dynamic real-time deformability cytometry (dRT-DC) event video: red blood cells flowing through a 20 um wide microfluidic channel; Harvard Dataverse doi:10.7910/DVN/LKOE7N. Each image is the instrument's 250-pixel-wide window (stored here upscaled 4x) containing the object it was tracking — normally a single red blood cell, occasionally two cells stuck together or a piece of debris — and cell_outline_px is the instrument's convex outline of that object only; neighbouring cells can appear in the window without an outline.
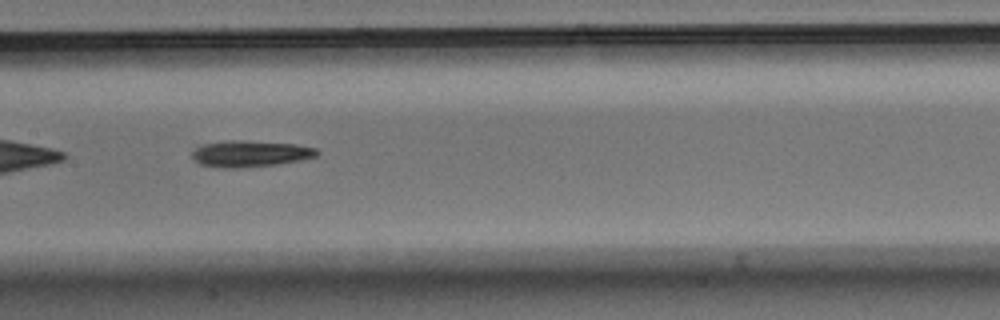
{"species": "Egyptian fruit bat (a non-hibernating species)", "species_latin": "Rousettus aegyptiacus", "temperature_condition": "warm", "stored_images_in_passage": 42, "camera_frame_rate_fps": 3000, "um_per_image_px": 0.085, "animal": {"sex": "male"}, "frame": {"image": 1, "passage_image": 12, "time_ms": 3.667, "image_size_px": [1000, 320], "cell_outline_px": [[320, 152], [316, 156], [276, 164], [240, 168], [224, 168], [200, 164], [192, 156], [192, 152], [196, 148], [204, 144], [232, 140], [240, 140], [296, 144], [316, 148]], "centroid_in_image_um": [21.27, 13.06], "position_along_channel_um": 186.1, "area_um2": 18.84}, "authors_computed_cell_mechanics": {"area_um2": 17.7157, "velocity_mm_per_s": 3.5686, "shape_relaxation_time_tau1_ms": 6.2605, "shape_relaxation_time_tau2_ms": null, "deformation_change_tau1": 0.1726, "deformation_change_tau2": null}}